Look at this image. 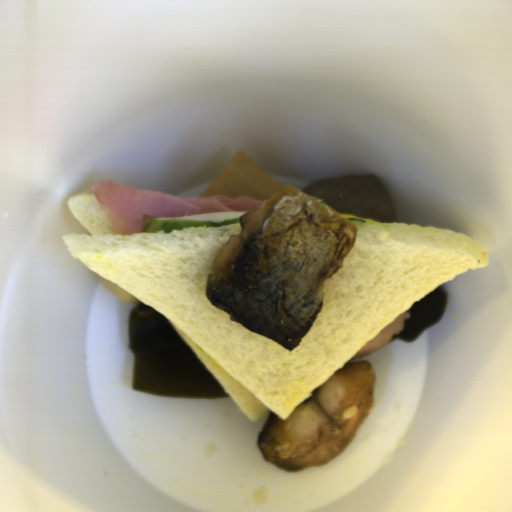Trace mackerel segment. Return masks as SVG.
I'll return each mask as SVG.
<instances>
[{"label": "mackerel segment", "instance_id": "14911b7f", "mask_svg": "<svg viewBox=\"0 0 512 512\" xmlns=\"http://www.w3.org/2000/svg\"><path fill=\"white\" fill-rule=\"evenodd\" d=\"M239 221L240 233L215 256L205 296L229 320L292 350L319 316L325 285L354 246L355 226L291 185Z\"/></svg>", "mask_w": 512, "mask_h": 512}, {"label": "mackerel segment", "instance_id": "c1d32c5f", "mask_svg": "<svg viewBox=\"0 0 512 512\" xmlns=\"http://www.w3.org/2000/svg\"><path fill=\"white\" fill-rule=\"evenodd\" d=\"M377 375L367 360L347 363L282 420L269 413L258 434L265 461L282 470L324 465L362 427L374 400Z\"/></svg>", "mask_w": 512, "mask_h": 512}]
</instances>
